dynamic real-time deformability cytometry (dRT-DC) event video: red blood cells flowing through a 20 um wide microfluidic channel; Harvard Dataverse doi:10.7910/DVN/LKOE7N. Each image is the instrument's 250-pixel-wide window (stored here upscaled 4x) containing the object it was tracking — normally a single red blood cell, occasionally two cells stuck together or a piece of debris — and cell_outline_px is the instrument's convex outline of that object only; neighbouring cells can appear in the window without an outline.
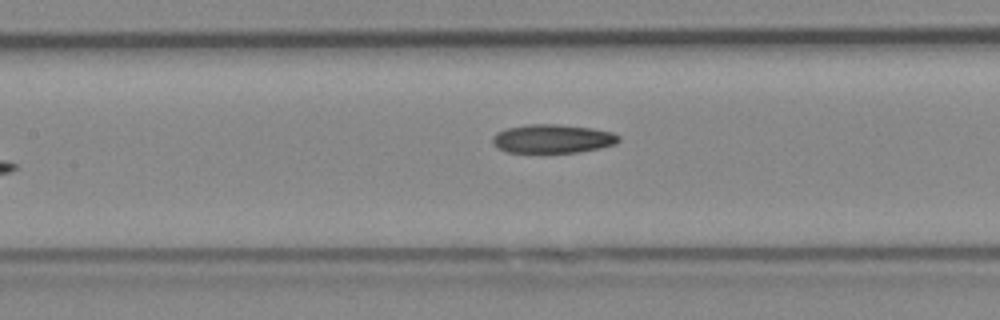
{"species": "Egyptian fruit bat (a non-hibernating species)", "species_latin": "Rousettus aegyptiacus", "temperature_condition": "cold", "stored_images_in_passage": 8, "camera_frame_rate_fps": 3000, "um_per_image_px": 0.085, "animal": {"sex": "female"}, "frame": {"image": 1, "passage_image": 7, "time_ms": 2.0, "image_size_px": [1000, 320], "cell_outline_px": [[620, 140], [616, 144], [600, 148], [580, 152], [508, 152], [496, 148], [492, 144], [492, 136], [496, 132], [508, 128], [528, 124], [556, 124], [592, 128], [612, 132], [620, 136]], "centroid_in_image_um": [46.96, 11.79], "position_along_channel_um": 160.4, "area_um2": 21.21}}
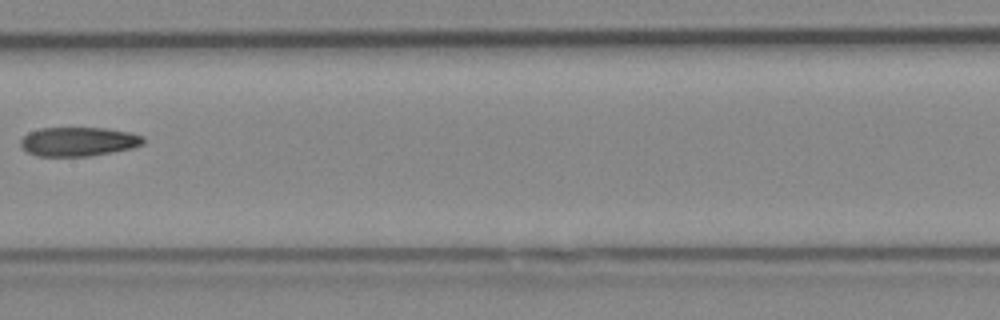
{"frame": {"image": 2, "passage_image": 8, "time_ms": 2.333, "image_size_px": [1000, 320], "cell_outline_px": [[144, 144], [132, 148], [112, 152], [88, 156], [36, 156], [20, 148], [20, 140], [28, 132], [40, 128], [104, 128], [132, 132], [144, 136]], "centroid_in_image_um": [6.66, 12.03], "position_along_channel_um": 200.7, "area_um2": 20.98}}